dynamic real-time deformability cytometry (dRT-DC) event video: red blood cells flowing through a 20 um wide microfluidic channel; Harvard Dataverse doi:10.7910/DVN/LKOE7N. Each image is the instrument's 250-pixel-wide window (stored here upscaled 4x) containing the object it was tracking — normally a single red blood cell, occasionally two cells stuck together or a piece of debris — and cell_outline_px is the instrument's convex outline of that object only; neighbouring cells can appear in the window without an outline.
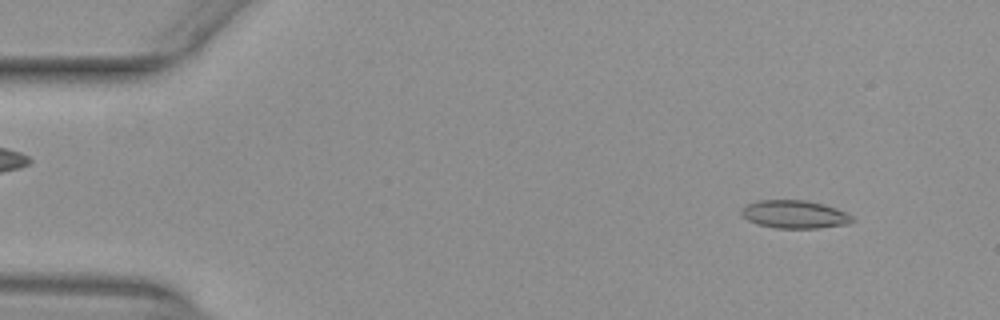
{"species": "common noctule bat (a hibernating species)", "species_latin": "Nyctalus noctula", "temperature_condition": "warm", "stored_images_in_passage": 15, "camera_frame_rate_fps": 3000, "um_per_image_px": 0.085, "animal": {"sex": "female", "body_mass_g": 29.2, "forearm_length_mm": 56.3}, "frame": {"image": 1, "passage_image": 5, "time_ms": 1.333, "image_size_px": [1000, 320], "cell_outline_px": [[856, 220], [848, 224], [816, 228], [776, 228], [756, 224], [748, 220], [740, 212], [740, 208], [748, 204], [760, 200], [804, 200], [824, 204], [836, 208], [852, 216]], "centroid_in_image_um": [67.53, 18.22], "position_along_channel_um": 17.5, "area_um2": 18.09}}